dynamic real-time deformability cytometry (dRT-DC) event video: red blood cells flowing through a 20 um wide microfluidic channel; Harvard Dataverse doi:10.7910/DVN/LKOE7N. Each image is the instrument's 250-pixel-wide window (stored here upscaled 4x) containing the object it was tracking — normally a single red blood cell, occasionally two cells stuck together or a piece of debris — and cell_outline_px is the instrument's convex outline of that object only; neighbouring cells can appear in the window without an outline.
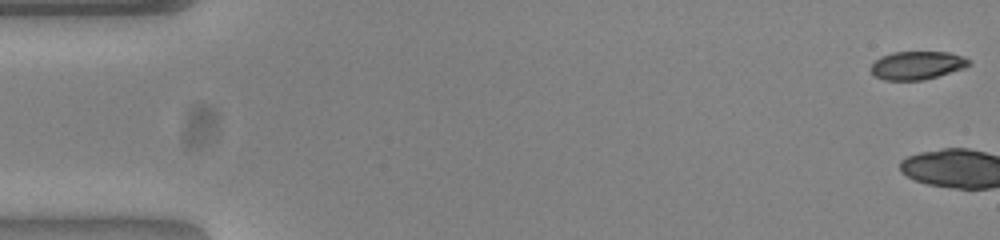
{"species": "common noctule bat (a hibernating species)", "species_latin": "Nyctalus noctula", "temperature_condition": "warm", "stored_images_in_passage": 3, "camera_frame_rate_fps": 3000, "um_per_image_px": 0.085, "animal": {"sex": "female", "body_mass_g": 23.0, "forearm_length_mm": 53.4}, "frame": {"image": 1, "passage_image": 1, "time_ms": 0.0, "image_size_px": [1000, 240], "cell_outline_px": [[972, 64], [964, 68], [924, 80], [884, 80], [872, 76], [872, 64], [880, 56], [892, 52], [948, 52], [964, 56], [972, 60]], "centroid_in_image_um": [77.98, 5.55], "position_along_channel_um": 7.0, "area_um2": 16.3}}